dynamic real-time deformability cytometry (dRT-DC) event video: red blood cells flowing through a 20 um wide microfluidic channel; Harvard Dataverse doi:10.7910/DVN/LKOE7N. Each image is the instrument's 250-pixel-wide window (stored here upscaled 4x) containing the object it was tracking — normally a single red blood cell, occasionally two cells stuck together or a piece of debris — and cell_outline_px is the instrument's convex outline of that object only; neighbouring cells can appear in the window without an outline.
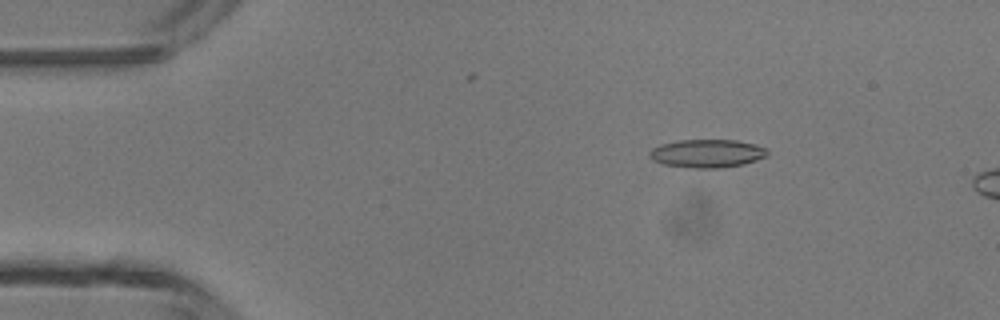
{"species": "common noctule bat (a hibernating species)", "species_latin": "Nyctalus noctula", "temperature_condition": "room temperature", "stored_images_in_passage": 11, "camera_frame_rate_fps": 3000, "um_per_image_px": 0.085, "animal": {"sex": "male", "body_mass_g": 13.3}, "frame": {"image": 1, "passage_image": 7, "time_ms": 2.0, "image_size_px": [1000, 320], "cell_outline_px": [[768, 156], [744, 164], [720, 168], [688, 168], [664, 164], [652, 160], [648, 156], [648, 152], [652, 148], [660, 144], [680, 140], [736, 140], [756, 144], [768, 148]], "centroid_in_image_um": [60.11, 13.04], "position_along_channel_um": 24.9, "area_um2": 19.65}}